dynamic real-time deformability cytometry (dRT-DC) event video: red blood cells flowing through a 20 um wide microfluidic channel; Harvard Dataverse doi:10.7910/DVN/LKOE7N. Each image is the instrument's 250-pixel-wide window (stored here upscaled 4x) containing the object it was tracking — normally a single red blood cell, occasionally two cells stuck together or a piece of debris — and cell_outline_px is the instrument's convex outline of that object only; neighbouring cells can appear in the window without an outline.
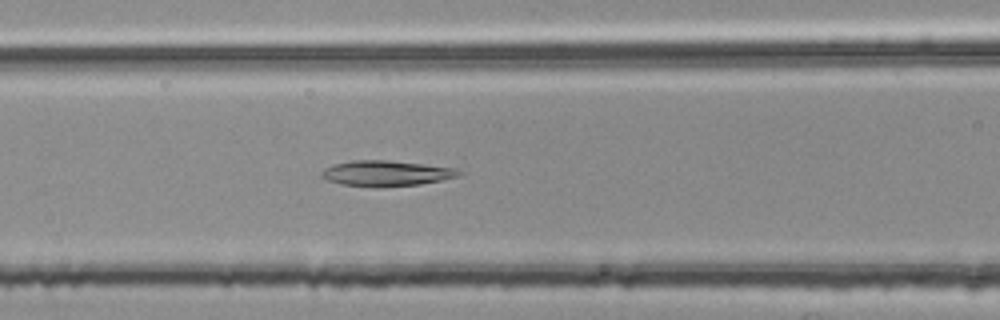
{"species": "common noctule bat (a hibernating species)", "species_latin": "Nyctalus noctula", "temperature_condition": "room temperature", "stored_images_in_passage": 39, "camera_frame_rate_fps": 3000, "um_per_image_px": 0.085, "animal": {"sex": "female", "body_mass_g": 25.1}, "frame": {"image": 1, "passage_image": 11, "time_ms": 3.333, "image_size_px": [1000, 320], "cell_outline_px": [[464, 172], [460, 176], [420, 184], [340, 184], [328, 180], [320, 176], [320, 172], [324, 168], [332, 164], [352, 160], [388, 160], [456, 168]], "centroid_in_image_um": [32.83, 14.68], "position_along_channel_um": 133.8, "area_um2": 19.54}}
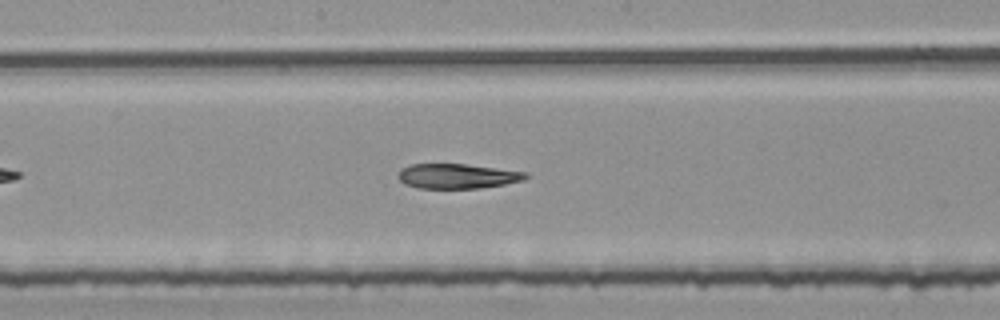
{"frame": {"image": 2, "passage_image": 17, "time_ms": 5.333, "image_size_px": [1000, 320], "cell_outline_px": [[528, 176], [524, 180], [504, 184], [480, 188], [416, 188], [404, 184], [400, 180], [400, 172], [404, 168], [412, 164], [464, 164], [528, 172]], "centroid_in_image_um": [38.91, 14.98], "position_along_channel_um": 209.3, "area_um2": 18.21}}
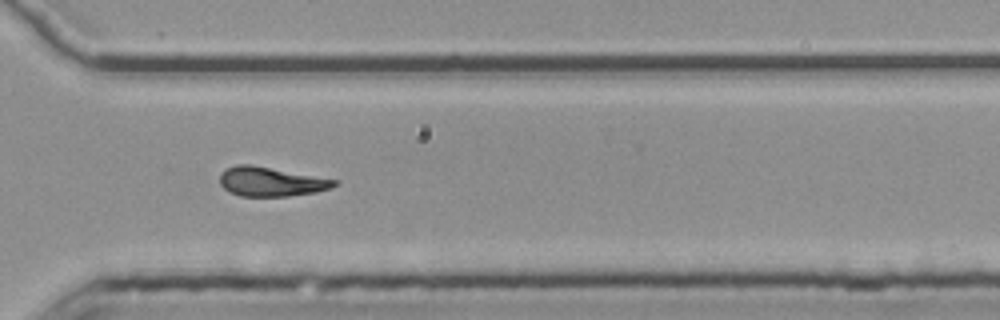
{"frame": {"image": 3, "passage_image": 28, "time_ms": 9.0, "image_size_px": [1000, 320], "cell_outline_px": [[340, 184], [332, 188], [316, 192], [288, 196], [240, 196], [228, 192], [220, 184], [220, 172], [224, 168], [236, 164], [248, 164], [340, 180]], "centroid_in_image_um": [23.04, 15.44], "position_along_channel_um": 347.6, "area_um2": 19.77}}